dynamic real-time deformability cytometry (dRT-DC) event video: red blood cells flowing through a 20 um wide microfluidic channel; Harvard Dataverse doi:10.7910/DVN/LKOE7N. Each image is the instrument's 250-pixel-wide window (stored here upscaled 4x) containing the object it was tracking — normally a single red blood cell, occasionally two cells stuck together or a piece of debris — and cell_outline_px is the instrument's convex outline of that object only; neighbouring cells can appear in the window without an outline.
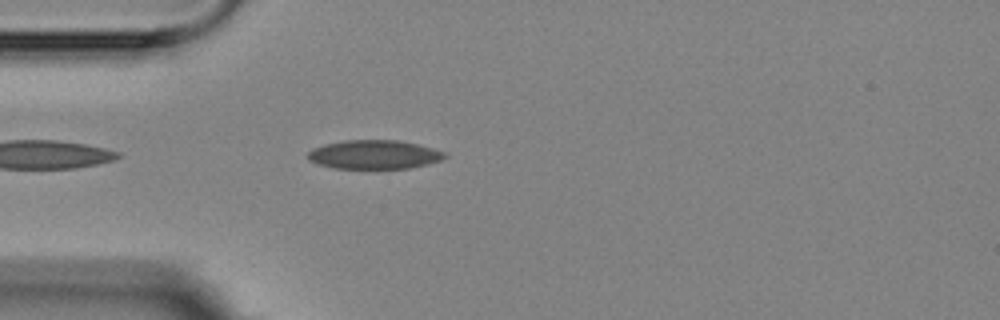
{"species": "Egyptian fruit bat (a non-hibernating species)", "species_latin": "Rousettus aegyptiacus", "temperature_condition": "room temperature", "stored_images_in_passage": 2, "camera_frame_rate_fps": 3000, "um_per_image_px": 0.085, "animal": {"sex": "female"}, "frame": {"image": 1, "passage_image": 2, "time_ms": 1.333, "image_size_px": [1000, 320], "cell_outline_px": [[448, 156], [440, 160], [428, 164], [408, 168], [332, 168], [316, 164], [308, 160], [308, 152], [312, 148], [324, 144], [344, 140], [396, 140], [416, 144], [432, 148], [444, 152]], "centroid_in_image_um": [31.76, 13.14], "position_along_channel_um": 53.2, "area_um2": 23.0}}